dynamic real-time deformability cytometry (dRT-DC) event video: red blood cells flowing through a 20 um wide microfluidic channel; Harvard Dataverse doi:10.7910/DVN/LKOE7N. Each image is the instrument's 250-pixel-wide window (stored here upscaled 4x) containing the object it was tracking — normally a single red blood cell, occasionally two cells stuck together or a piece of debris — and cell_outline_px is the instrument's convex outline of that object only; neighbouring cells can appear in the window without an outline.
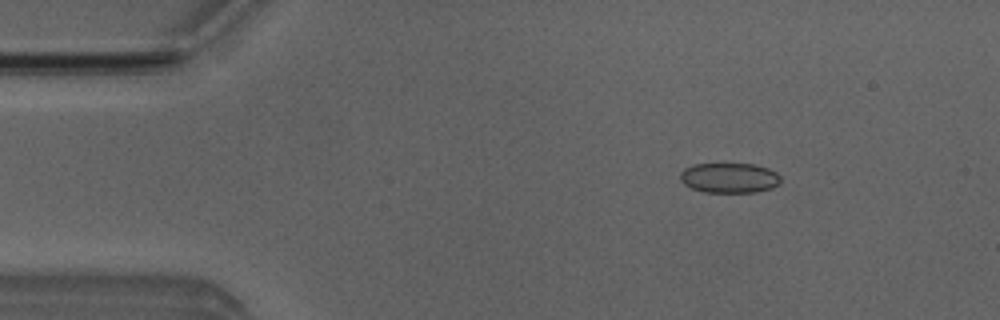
{"species": "Egyptian fruit bat (a non-hibernating species)", "species_latin": "Rousettus aegyptiacus", "temperature_condition": "room temperature", "stored_images_in_passage": 5, "camera_frame_rate_fps": 3000, "um_per_image_px": 0.085, "animal": {"sex": "male"}, "frame": {"image": 1, "passage_image": 2, "time_ms": 2.0, "image_size_px": [1000, 320], "cell_outline_px": [[780, 184], [772, 188], [756, 192], [704, 192], [692, 188], [684, 184], [680, 180], [680, 172], [684, 168], [692, 164], [752, 164], [768, 168], [776, 172], [780, 176]], "centroid_in_image_um": [61.99, 15.12], "position_along_channel_um": 23.0, "area_um2": 17.69}}